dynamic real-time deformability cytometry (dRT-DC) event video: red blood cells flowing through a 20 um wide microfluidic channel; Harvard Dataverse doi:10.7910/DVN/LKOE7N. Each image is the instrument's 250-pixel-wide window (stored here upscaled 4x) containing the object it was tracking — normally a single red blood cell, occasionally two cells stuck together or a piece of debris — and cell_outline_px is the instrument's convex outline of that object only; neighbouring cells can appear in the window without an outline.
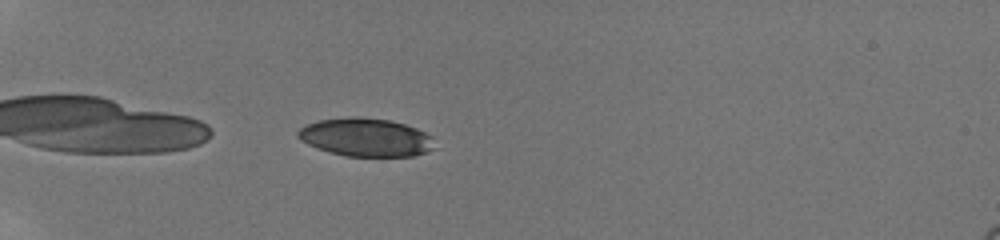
{"species": "human", "species_latin": "Homo sapiens", "temperature_condition": "room temperature", "stored_images_in_passage": 10, "camera_frame_rate_fps": 3000, "um_per_image_px": 0.085, "donor": {"sex": "male"}, "frame": {"image": 1, "passage_image": 10, "time_ms": 6.333, "image_size_px": [1000, 240], "cell_outline_px": [[436, 148], [412, 156], [348, 156], [316, 148], [300, 140], [296, 136], [296, 132], [300, 128], [308, 124], [320, 120], [356, 116], [388, 120], [404, 124], [416, 128], [432, 136]], "centroid_in_image_um": [31.09, 11.67], "position_along_channel_um": 53.9, "area_um2": 30.29}}